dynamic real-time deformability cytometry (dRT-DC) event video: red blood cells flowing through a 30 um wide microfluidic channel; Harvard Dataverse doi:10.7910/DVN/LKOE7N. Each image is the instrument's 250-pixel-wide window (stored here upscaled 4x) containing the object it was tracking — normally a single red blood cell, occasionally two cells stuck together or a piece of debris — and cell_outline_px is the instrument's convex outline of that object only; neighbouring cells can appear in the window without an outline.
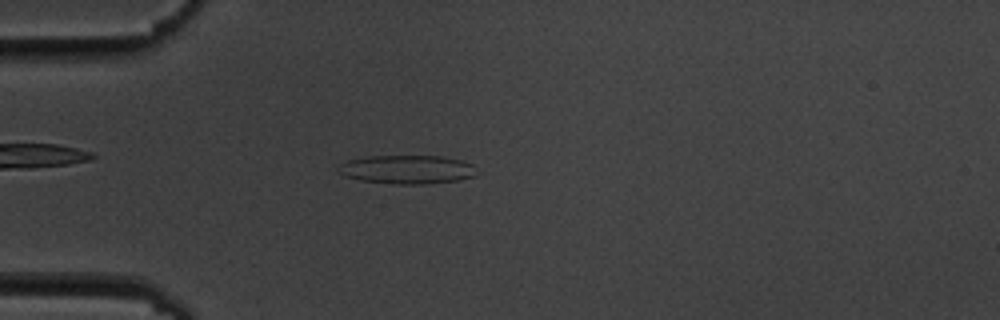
{"species": "common noctule bat (a hibernating species)", "species_latin": "Nyctalus noctula", "temperature_condition": "cold", "stored_images_in_passage": 6, "camera_frame_rate_fps": 3000, "um_per_image_px": 0.085, "animal": {"sex": "male", "body_mass_g": 19.5, "forearm_length_mm": 54.6}, "frame": {"image": 1, "passage_image": 5, "time_ms": 4.667, "image_size_px": [1000, 320], "cell_outline_px": [[476, 176], [460, 180], [428, 184], [392, 184], [360, 180], [344, 176], [336, 172], [336, 168], [340, 164], [348, 160], [368, 156], [444, 156], [460, 160], [472, 164]], "centroid_in_image_um": [34.56, 14.41], "position_along_channel_um": 50.4, "area_um2": 23.35}}